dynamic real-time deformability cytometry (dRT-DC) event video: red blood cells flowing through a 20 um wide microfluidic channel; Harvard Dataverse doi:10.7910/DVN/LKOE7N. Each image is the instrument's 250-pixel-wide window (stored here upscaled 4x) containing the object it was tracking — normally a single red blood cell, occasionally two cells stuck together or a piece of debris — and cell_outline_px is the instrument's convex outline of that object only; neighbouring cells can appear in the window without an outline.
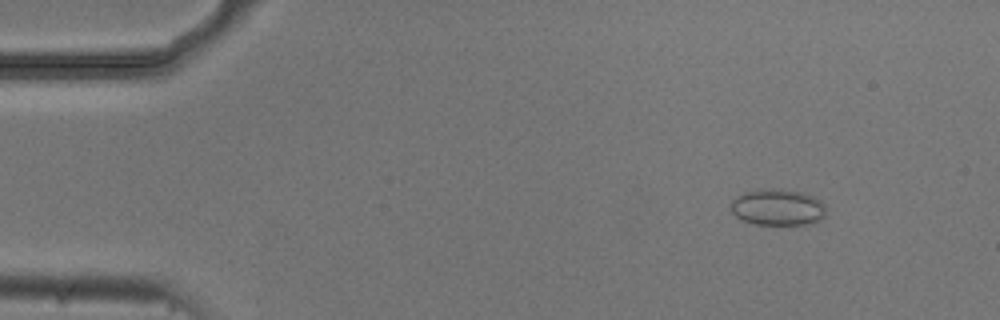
{"species": "common noctule bat (a hibernating species)", "species_latin": "Nyctalus noctula", "temperature_condition": "cold", "stored_images_in_passage": 14, "camera_frame_rate_fps": 3000, "um_per_image_px": 0.085, "animal": {"sex": "male", "body_mass_g": 20.5, "forearm_length_mm": 52.5}, "frame": {"image": 1, "passage_image": 7, "time_ms": 2.0, "image_size_px": [1000, 320], "cell_outline_px": [[824, 216], [820, 220], [808, 224], [756, 224], [744, 220], [736, 216], [732, 212], [732, 200], [736, 196], [744, 192], [764, 188], [780, 188], [804, 192], [820, 200], [824, 204]], "centroid_in_image_um": [66.11, 17.59], "position_along_channel_um": 18.9, "area_um2": 20.17}}